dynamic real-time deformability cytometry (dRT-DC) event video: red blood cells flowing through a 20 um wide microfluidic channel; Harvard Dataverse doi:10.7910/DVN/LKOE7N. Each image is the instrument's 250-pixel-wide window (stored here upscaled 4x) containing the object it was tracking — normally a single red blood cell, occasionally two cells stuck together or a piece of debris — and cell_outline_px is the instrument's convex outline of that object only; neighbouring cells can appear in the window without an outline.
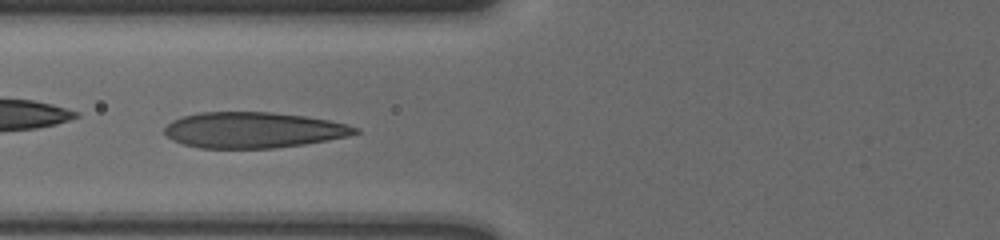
{"species": "human", "species_latin": "Homo sapiens", "temperature_condition": "cold", "stored_images_in_passage": 47, "camera_frame_rate_fps": 3000, "um_per_image_px": 0.085, "donor": {"sex": "male"}, "frame": {"image": 1, "passage_image": 16, "time_ms": 5.0, "image_size_px": [1000, 240], "cell_outline_px": [[360, 132], [348, 136], [328, 140], [304, 144], [276, 148], [200, 148], [184, 144], [172, 140], [164, 132], [164, 128], [172, 120], [180, 116], [200, 112], [272, 112], [304, 116], [328, 120], [348, 124], [360, 128]], "centroid_in_image_um": [21.54, 11.05], "position_along_channel_um": 104.3, "area_um2": 39.94}}
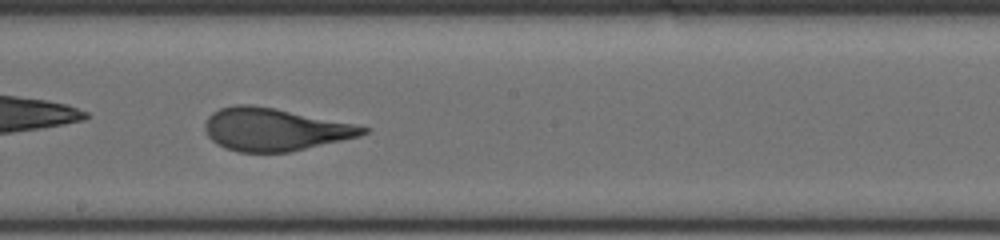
{"frame": {"image": 2, "passage_image": 26, "time_ms": 8.333, "image_size_px": [1000, 240], "cell_outline_px": [[372, 128], [368, 132], [360, 136], [292, 152], [240, 152], [224, 148], [216, 144], [208, 136], [204, 128], [204, 124], [208, 116], [212, 112], [220, 108], [236, 104], [252, 104], [276, 108]], "centroid_in_image_um": [23.31, 11.0], "position_along_channel_um": 224.9, "area_um2": 39.42}}
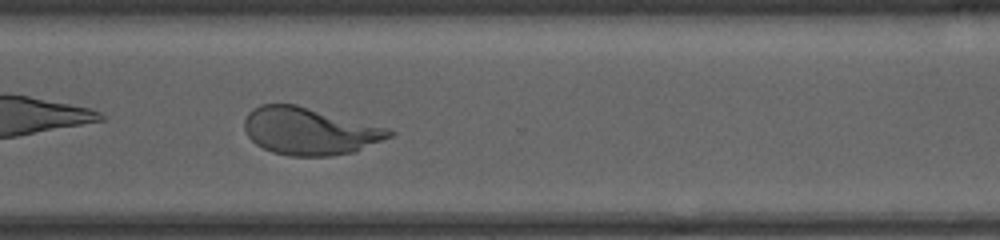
{"frame": {"image": 3, "passage_image": 36, "time_ms": 11.667, "image_size_px": [1000, 240], "cell_outline_px": [[396, 132], [392, 136], [356, 152], [332, 156], [288, 156], [272, 152], [256, 144], [248, 136], [244, 128], [244, 120], [248, 112], [260, 104], [296, 104], [392, 128]], "centroid_in_image_um": [26.36, 11.14], "position_along_channel_um": 344.2, "area_um2": 40.46}, "authors_computed_cell_mechanics": {"area_um2": 39.015, "velocity_mm_per_s": 3.6031, "shape_relaxation_time_tau1_ms": 4.5697, "shape_relaxation_time_tau2_ms": null, "deformation_change_tau1": 0.1992, "deformation_change_tau2": null}}